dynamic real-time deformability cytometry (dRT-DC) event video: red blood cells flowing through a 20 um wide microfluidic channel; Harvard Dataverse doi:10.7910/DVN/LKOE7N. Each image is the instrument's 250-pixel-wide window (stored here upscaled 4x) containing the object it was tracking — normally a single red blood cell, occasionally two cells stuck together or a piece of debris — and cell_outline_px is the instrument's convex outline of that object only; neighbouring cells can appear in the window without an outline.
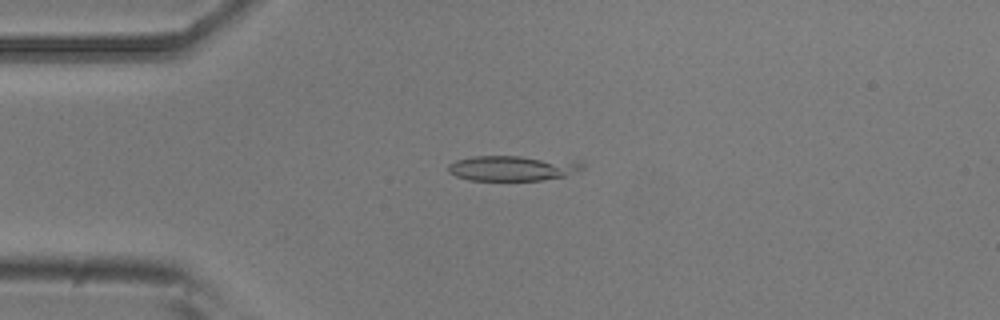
{"species": "common noctule bat (a hibernating species)", "species_latin": "Nyctalus noctula", "temperature_condition": "room temperature", "stored_images_in_passage": 5, "camera_frame_rate_fps": 3000, "um_per_image_px": 0.085, "animal": {"sex": "male", "body_mass_g": 20.5, "forearm_length_mm": 52.5}, "frame": {"image": 1, "passage_image": 4, "time_ms": 1.0, "image_size_px": [1000, 320], "cell_outline_px": [[584, 168], [564, 176], [544, 180], [468, 180], [456, 176], [448, 172], [448, 164], [456, 160], [472, 156], [520, 156], [584, 164]], "centroid_in_image_um": [43.42, 14.31], "position_along_channel_um": 41.6, "area_um2": 19.19}}